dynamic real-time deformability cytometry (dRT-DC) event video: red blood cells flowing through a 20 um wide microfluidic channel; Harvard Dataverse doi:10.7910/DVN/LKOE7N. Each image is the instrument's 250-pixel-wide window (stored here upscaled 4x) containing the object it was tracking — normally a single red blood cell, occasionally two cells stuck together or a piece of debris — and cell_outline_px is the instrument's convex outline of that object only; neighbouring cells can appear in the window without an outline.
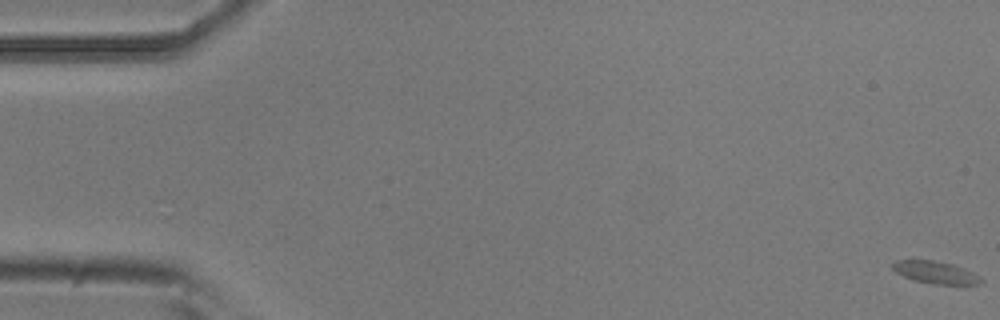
{"species": "common noctule bat (a hibernating species)", "species_latin": "Nyctalus noctula", "temperature_condition": "room temperature", "stored_images_in_passage": 57, "camera_frame_rate_fps": 3000, "um_per_image_px": 0.085, "animal": {"sex": "male", "body_mass_g": 20.5, "forearm_length_mm": 52.5}, "frame": {"image": 1, "passage_image": 1, "time_ms": 0.0, "image_size_px": [1000, 320], "cell_outline_px": [[984, 280], [980, 284], [932, 284], [912, 280], [896, 272], [888, 264], [896, 260], [932, 260], [952, 264], [964, 268], [980, 276]], "centroid_in_image_um": [79.49, 23.15], "position_along_channel_um": 5.5, "area_um2": 11.62}}
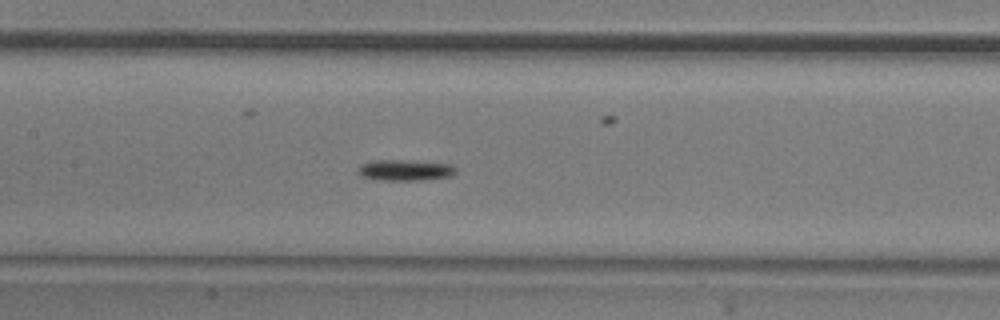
{"frame": {"image": 2, "passage_image": 27, "time_ms": 8.667, "image_size_px": [1000, 320], "cell_outline_px": [[456, 172], [452, 176], [420, 180], [376, 180], [360, 176], [360, 164], [372, 160], [404, 160], [448, 164], [456, 168]], "centroid_in_image_um": [34.41, 14.47], "position_along_channel_um": 173.0, "area_um2": 11.85}}
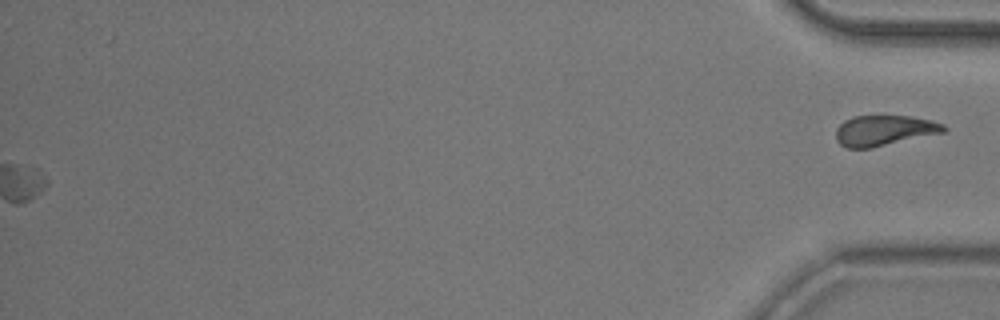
{"frame": {"image": 3, "passage_image": 57, "time_ms": 18.667, "image_size_px": [1000, 320], "cell_outline_px": [[948, 128], [944, 132], [868, 148], [848, 148], [840, 144], [836, 140], [836, 128], [844, 120], [852, 116], [908, 116], [932, 120], [944, 124]], "centroid_in_image_um": [75.14, 11.07], "position_along_channel_um": 360.1, "area_um2": 18.96}}